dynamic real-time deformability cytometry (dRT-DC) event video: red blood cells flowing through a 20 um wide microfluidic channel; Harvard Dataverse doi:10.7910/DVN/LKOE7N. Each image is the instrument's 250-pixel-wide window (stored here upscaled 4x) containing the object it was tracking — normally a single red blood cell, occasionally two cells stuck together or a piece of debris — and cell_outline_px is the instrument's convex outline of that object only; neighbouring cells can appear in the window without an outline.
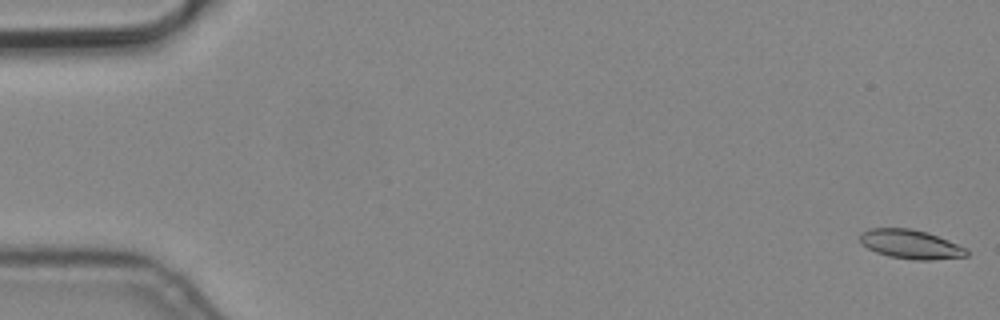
{"species": "common noctule bat (a hibernating species)", "species_latin": "Nyctalus noctula", "temperature_condition": "cold", "stored_images_in_passage": 6, "camera_frame_rate_fps": 3000, "um_per_image_px": 0.085, "animal": {"sex": "male", "body_mass_g": 19.2, "forearm_length_mm": 51.8}, "frame": {"image": 1, "passage_image": 1, "time_ms": 0.0, "image_size_px": [1000, 320], "cell_outline_px": [[968, 256], [932, 260], [916, 260], [888, 256], [876, 252], [868, 248], [860, 240], [860, 232], [872, 228], [908, 228], [928, 232], [968, 248]], "centroid_in_image_um": [77.44, 20.76], "position_along_channel_um": 7.6, "area_um2": 18.09}}
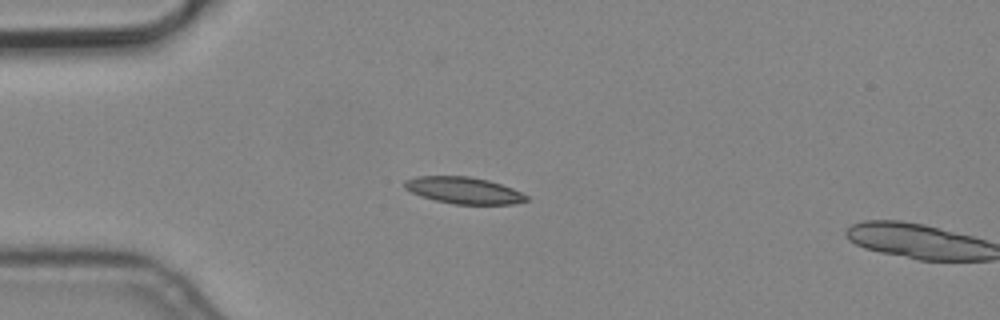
{"frame": {"image": 2, "passage_image": 5, "time_ms": 1.333, "image_size_px": [1000, 320], "cell_outline_px": [[528, 200], [512, 204], [456, 204], [436, 200], [420, 196], [404, 188], [404, 180], [416, 176], [468, 176], [488, 180], [512, 188], [528, 196]], "centroid_in_image_um": [39.39, 16.17], "position_along_channel_um": 45.6, "area_um2": 18.79}}